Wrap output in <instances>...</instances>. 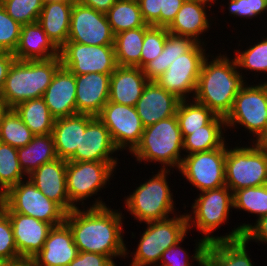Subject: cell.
Returning <instances> with one entry per match:
<instances>
[{
    "instance_id": "3",
    "label": "cell",
    "mask_w": 267,
    "mask_h": 266,
    "mask_svg": "<svg viewBox=\"0 0 267 266\" xmlns=\"http://www.w3.org/2000/svg\"><path fill=\"white\" fill-rule=\"evenodd\" d=\"M61 66L60 57L49 60H15L0 92L7 106L14 108L21 102L43 97Z\"/></svg>"
},
{
    "instance_id": "54",
    "label": "cell",
    "mask_w": 267,
    "mask_h": 266,
    "mask_svg": "<svg viewBox=\"0 0 267 266\" xmlns=\"http://www.w3.org/2000/svg\"><path fill=\"white\" fill-rule=\"evenodd\" d=\"M254 142V144L258 148L267 151V125L260 136Z\"/></svg>"
},
{
    "instance_id": "48",
    "label": "cell",
    "mask_w": 267,
    "mask_h": 266,
    "mask_svg": "<svg viewBox=\"0 0 267 266\" xmlns=\"http://www.w3.org/2000/svg\"><path fill=\"white\" fill-rule=\"evenodd\" d=\"M68 266H117V264L109 256L93 253L78 252Z\"/></svg>"
},
{
    "instance_id": "41",
    "label": "cell",
    "mask_w": 267,
    "mask_h": 266,
    "mask_svg": "<svg viewBox=\"0 0 267 266\" xmlns=\"http://www.w3.org/2000/svg\"><path fill=\"white\" fill-rule=\"evenodd\" d=\"M238 51V52H237ZM240 52V53H239ZM234 57L238 69L267 73V37L244 51L236 50Z\"/></svg>"
},
{
    "instance_id": "45",
    "label": "cell",
    "mask_w": 267,
    "mask_h": 266,
    "mask_svg": "<svg viewBox=\"0 0 267 266\" xmlns=\"http://www.w3.org/2000/svg\"><path fill=\"white\" fill-rule=\"evenodd\" d=\"M244 237L248 242H262L267 244V215L260 217L254 225L245 224L238 226L225 236H220V240H236Z\"/></svg>"
},
{
    "instance_id": "49",
    "label": "cell",
    "mask_w": 267,
    "mask_h": 266,
    "mask_svg": "<svg viewBox=\"0 0 267 266\" xmlns=\"http://www.w3.org/2000/svg\"><path fill=\"white\" fill-rule=\"evenodd\" d=\"M142 18L147 25L160 27L162 0H137Z\"/></svg>"
},
{
    "instance_id": "55",
    "label": "cell",
    "mask_w": 267,
    "mask_h": 266,
    "mask_svg": "<svg viewBox=\"0 0 267 266\" xmlns=\"http://www.w3.org/2000/svg\"><path fill=\"white\" fill-rule=\"evenodd\" d=\"M10 108L7 106L4 98L1 96L0 93V120L2 119L3 115L9 110Z\"/></svg>"
},
{
    "instance_id": "28",
    "label": "cell",
    "mask_w": 267,
    "mask_h": 266,
    "mask_svg": "<svg viewBox=\"0 0 267 266\" xmlns=\"http://www.w3.org/2000/svg\"><path fill=\"white\" fill-rule=\"evenodd\" d=\"M73 5L64 2H44L37 22L60 49L67 41Z\"/></svg>"
},
{
    "instance_id": "25",
    "label": "cell",
    "mask_w": 267,
    "mask_h": 266,
    "mask_svg": "<svg viewBox=\"0 0 267 266\" xmlns=\"http://www.w3.org/2000/svg\"><path fill=\"white\" fill-rule=\"evenodd\" d=\"M16 60H49L60 57V49L43 31L38 22L22 25L15 51Z\"/></svg>"
},
{
    "instance_id": "36",
    "label": "cell",
    "mask_w": 267,
    "mask_h": 266,
    "mask_svg": "<svg viewBox=\"0 0 267 266\" xmlns=\"http://www.w3.org/2000/svg\"><path fill=\"white\" fill-rule=\"evenodd\" d=\"M189 100L192 101L180 100L176 110L182 138L189 135V131L200 130L201 127L209 124L217 116L205 105L196 102L194 99Z\"/></svg>"
},
{
    "instance_id": "42",
    "label": "cell",
    "mask_w": 267,
    "mask_h": 266,
    "mask_svg": "<svg viewBox=\"0 0 267 266\" xmlns=\"http://www.w3.org/2000/svg\"><path fill=\"white\" fill-rule=\"evenodd\" d=\"M166 27L151 26L144 35L142 52L140 56V68L142 69L147 63L158 57L165 46L167 38Z\"/></svg>"
},
{
    "instance_id": "52",
    "label": "cell",
    "mask_w": 267,
    "mask_h": 266,
    "mask_svg": "<svg viewBox=\"0 0 267 266\" xmlns=\"http://www.w3.org/2000/svg\"><path fill=\"white\" fill-rule=\"evenodd\" d=\"M115 2L116 0H78V3L91 7L102 13H106Z\"/></svg>"
},
{
    "instance_id": "35",
    "label": "cell",
    "mask_w": 267,
    "mask_h": 266,
    "mask_svg": "<svg viewBox=\"0 0 267 266\" xmlns=\"http://www.w3.org/2000/svg\"><path fill=\"white\" fill-rule=\"evenodd\" d=\"M105 14L115 35L130 29L151 27L143 20L137 0H116Z\"/></svg>"
},
{
    "instance_id": "51",
    "label": "cell",
    "mask_w": 267,
    "mask_h": 266,
    "mask_svg": "<svg viewBox=\"0 0 267 266\" xmlns=\"http://www.w3.org/2000/svg\"><path fill=\"white\" fill-rule=\"evenodd\" d=\"M16 60L11 52L0 53V92L3 89L6 77L13 62Z\"/></svg>"
},
{
    "instance_id": "6",
    "label": "cell",
    "mask_w": 267,
    "mask_h": 266,
    "mask_svg": "<svg viewBox=\"0 0 267 266\" xmlns=\"http://www.w3.org/2000/svg\"><path fill=\"white\" fill-rule=\"evenodd\" d=\"M130 266L158 265L162 253L186 237L188 229L187 215H175L160 221L146 223ZM157 262V263H156Z\"/></svg>"
},
{
    "instance_id": "44",
    "label": "cell",
    "mask_w": 267,
    "mask_h": 266,
    "mask_svg": "<svg viewBox=\"0 0 267 266\" xmlns=\"http://www.w3.org/2000/svg\"><path fill=\"white\" fill-rule=\"evenodd\" d=\"M0 260L10 262L22 260L16 248L11 221L3 210L0 211Z\"/></svg>"
},
{
    "instance_id": "50",
    "label": "cell",
    "mask_w": 267,
    "mask_h": 266,
    "mask_svg": "<svg viewBox=\"0 0 267 266\" xmlns=\"http://www.w3.org/2000/svg\"><path fill=\"white\" fill-rule=\"evenodd\" d=\"M184 2L185 0H162L160 27L167 28L172 23Z\"/></svg>"
},
{
    "instance_id": "9",
    "label": "cell",
    "mask_w": 267,
    "mask_h": 266,
    "mask_svg": "<svg viewBox=\"0 0 267 266\" xmlns=\"http://www.w3.org/2000/svg\"><path fill=\"white\" fill-rule=\"evenodd\" d=\"M230 208H233V192L226 185L203 191L192 204L194 215L186 214L188 229H192L195 225L198 231L204 234L203 239L206 243L220 241L219 236H210V234L229 220L227 218Z\"/></svg>"
},
{
    "instance_id": "7",
    "label": "cell",
    "mask_w": 267,
    "mask_h": 266,
    "mask_svg": "<svg viewBox=\"0 0 267 266\" xmlns=\"http://www.w3.org/2000/svg\"><path fill=\"white\" fill-rule=\"evenodd\" d=\"M225 183L234 193L243 188L267 184V151L254 142L250 147L227 146L225 159Z\"/></svg>"
},
{
    "instance_id": "37",
    "label": "cell",
    "mask_w": 267,
    "mask_h": 266,
    "mask_svg": "<svg viewBox=\"0 0 267 266\" xmlns=\"http://www.w3.org/2000/svg\"><path fill=\"white\" fill-rule=\"evenodd\" d=\"M34 137L32 131L21 120L13 108H10L0 120V142L20 148L29 144Z\"/></svg>"
},
{
    "instance_id": "38",
    "label": "cell",
    "mask_w": 267,
    "mask_h": 266,
    "mask_svg": "<svg viewBox=\"0 0 267 266\" xmlns=\"http://www.w3.org/2000/svg\"><path fill=\"white\" fill-rule=\"evenodd\" d=\"M25 175L18 160L17 148L0 142V187L6 192L25 180Z\"/></svg>"
},
{
    "instance_id": "18",
    "label": "cell",
    "mask_w": 267,
    "mask_h": 266,
    "mask_svg": "<svg viewBox=\"0 0 267 266\" xmlns=\"http://www.w3.org/2000/svg\"><path fill=\"white\" fill-rule=\"evenodd\" d=\"M115 151L119 150L113 143L109 130L94 116L81 135L80 147H76L68 161L118 162V158L110 156Z\"/></svg>"
},
{
    "instance_id": "21",
    "label": "cell",
    "mask_w": 267,
    "mask_h": 266,
    "mask_svg": "<svg viewBox=\"0 0 267 266\" xmlns=\"http://www.w3.org/2000/svg\"><path fill=\"white\" fill-rule=\"evenodd\" d=\"M77 255L72 232L64 222L50 229L43 248L31 261L34 266H68Z\"/></svg>"
},
{
    "instance_id": "2",
    "label": "cell",
    "mask_w": 267,
    "mask_h": 266,
    "mask_svg": "<svg viewBox=\"0 0 267 266\" xmlns=\"http://www.w3.org/2000/svg\"><path fill=\"white\" fill-rule=\"evenodd\" d=\"M205 58L198 78L194 100L224 118L231 112L236 95L246 84L235 59L219 55Z\"/></svg>"
},
{
    "instance_id": "47",
    "label": "cell",
    "mask_w": 267,
    "mask_h": 266,
    "mask_svg": "<svg viewBox=\"0 0 267 266\" xmlns=\"http://www.w3.org/2000/svg\"><path fill=\"white\" fill-rule=\"evenodd\" d=\"M183 240L184 238L174 246H170L168 249H166L162 253L159 265L156 266H191L189 260H187L189 259L187 251L179 246Z\"/></svg>"
},
{
    "instance_id": "17",
    "label": "cell",
    "mask_w": 267,
    "mask_h": 266,
    "mask_svg": "<svg viewBox=\"0 0 267 266\" xmlns=\"http://www.w3.org/2000/svg\"><path fill=\"white\" fill-rule=\"evenodd\" d=\"M9 217L18 254L22 260H31L44 246L52 228L49 223L12 210H3Z\"/></svg>"
},
{
    "instance_id": "39",
    "label": "cell",
    "mask_w": 267,
    "mask_h": 266,
    "mask_svg": "<svg viewBox=\"0 0 267 266\" xmlns=\"http://www.w3.org/2000/svg\"><path fill=\"white\" fill-rule=\"evenodd\" d=\"M233 208L257 214L258 219L267 215V184L235 191Z\"/></svg>"
},
{
    "instance_id": "11",
    "label": "cell",
    "mask_w": 267,
    "mask_h": 266,
    "mask_svg": "<svg viewBox=\"0 0 267 266\" xmlns=\"http://www.w3.org/2000/svg\"><path fill=\"white\" fill-rule=\"evenodd\" d=\"M225 123L226 127L231 128L238 123L250 134H255L257 139L267 125V83L251 86L245 84L236 95Z\"/></svg>"
},
{
    "instance_id": "30",
    "label": "cell",
    "mask_w": 267,
    "mask_h": 266,
    "mask_svg": "<svg viewBox=\"0 0 267 266\" xmlns=\"http://www.w3.org/2000/svg\"><path fill=\"white\" fill-rule=\"evenodd\" d=\"M17 155L20 166L27 176L44 163L55 160L58 157L52 133L34 135L29 144L17 148Z\"/></svg>"
},
{
    "instance_id": "26",
    "label": "cell",
    "mask_w": 267,
    "mask_h": 266,
    "mask_svg": "<svg viewBox=\"0 0 267 266\" xmlns=\"http://www.w3.org/2000/svg\"><path fill=\"white\" fill-rule=\"evenodd\" d=\"M93 117V115L77 113L55 120L52 135L58 158L68 160L75 153L76 147H80L81 135Z\"/></svg>"
},
{
    "instance_id": "46",
    "label": "cell",
    "mask_w": 267,
    "mask_h": 266,
    "mask_svg": "<svg viewBox=\"0 0 267 266\" xmlns=\"http://www.w3.org/2000/svg\"><path fill=\"white\" fill-rule=\"evenodd\" d=\"M229 13L240 18L252 19L267 11V0H229ZM262 12V13H261Z\"/></svg>"
},
{
    "instance_id": "23",
    "label": "cell",
    "mask_w": 267,
    "mask_h": 266,
    "mask_svg": "<svg viewBox=\"0 0 267 266\" xmlns=\"http://www.w3.org/2000/svg\"><path fill=\"white\" fill-rule=\"evenodd\" d=\"M43 99L55 119L77 114L75 75L61 66L43 94Z\"/></svg>"
},
{
    "instance_id": "27",
    "label": "cell",
    "mask_w": 267,
    "mask_h": 266,
    "mask_svg": "<svg viewBox=\"0 0 267 266\" xmlns=\"http://www.w3.org/2000/svg\"><path fill=\"white\" fill-rule=\"evenodd\" d=\"M205 5L185 0L172 23L167 27L169 33L192 38L196 43H204L199 35L209 29Z\"/></svg>"
},
{
    "instance_id": "29",
    "label": "cell",
    "mask_w": 267,
    "mask_h": 266,
    "mask_svg": "<svg viewBox=\"0 0 267 266\" xmlns=\"http://www.w3.org/2000/svg\"><path fill=\"white\" fill-rule=\"evenodd\" d=\"M248 241L220 240L207 243L205 258L209 266H253L246 249Z\"/></svg>"
},
{
    "instance_id": "58",
    "label": "cell",
    "mask_w": 267,
    "mask_h": 266,
    "mask_svg": "<svg viewBox=\"0 0 267 266\" xmlns=\"http://www.w3.org/2000/svg\"><path fill=\"white\" fill-rule=\"evenodd\" d=\"M4 205H5V192L0 187V211L3 209Z\"/></svg>"
},
{
    "instance_id": "1",
    "label": "cell",
    "mask_w": 267,
    "mask_h": 266,
    "mask_svg": "<svg viewBox=\"0 0 267 266\" xmlns=\"http://www.w3.org/2000/svg\"><path fill=\"white\" fill-rule=\"evenodd\" d=\"M122 213L106 206L102 199L87 210L75 208L68 212L65 223L69 226L78 252H93L115 257L128 255L123 241Z\"/></svg>"
},
{
    "instance_id": "40",
    "label": "cell",
    "mask_w": 267,
    "mask_h": 266,
    "mask_svg": "<svg viewBox=\"0 0 267 266\" xmlns=\"http://www.w3.org/2000/svg\"><path fill=\"white\" fill-rule=\"evenodd\" d=\"M0 4L5 8L16 22L21 25L37 22L43 8V0H1Z\"/></svg>"
},
{
    "instance_id": "13",
    "label": "cell",
    "mask_w": 267,
    "mask_h": 266,
    "mask_svg": "<svg viewBox=\"0 0 267 266\" xmlns=\"http://www.w3.org/2000/svg\"><path fill=\"white\" fill-rule=\"evenodd\" d=\"M62 66L74 75L112 74L116 69L114 45H86L66 42L60 48Z\"/></svg>"
},
{
    "instance_id": "59",
    "label": "cell",
    "mask_w": 267,
    "mask_h": 266,
    "mask_svg": "<svg viewBox=\"0 0 267 266\" xmlns=\"http://www.w3.org/2000/svg\"><path fill=\"white\" fill-rule=\"evenodd\" d=\"M44 2H55V1H58V2H64V3H67V4H71V5H74L78 2V0H43Z\"/></svg>"
},
{
    "instance_id": "57",
    "label": "cell",
    "mask_w": 267,
    "mask_h": 266,
    "mask_svg": "<svg viewBox=\"0 0 267 266\" xmlns=\"http://www.w3.org/2000/svg\"><path fill=\"white\" fill-rule=\"evenodd\" d=\"M187 1L199 3V4H202L205 6H209V8H211L212 7L211 5L216 2V0H187ZM209 2L212 4H209ZM206 4H209V5H206Z\"/></svg>"
},
{
    "instance_id": "19",
    "label": "cell",
    "mask_w": 267,
    "mask_h": 266,
    "mask_svg": "<svg viewBox=\"0 0 267 266\" xmlns=\"http://www.w3.org/2000/svg\"><path fill=\"white\" fill-rule=\"evenodd\" d=\"M67 160L56 158L34 170L28 178L50 200L56 202L66 213L75 209L66 188Z\"/></svg>"
},
{
    "instance_id": "31",
    "label": "cell",
    "mask_w": 267,
    "mask_h": 266,
    "mask_svg": "<svg viewBox=\"0 0 267 266\" xmlns=\"http://www.w3.org/2000/svg\"><path fill=\"white\" fill-rule=\"evenodd\" d=\"M225 118L216 116L209 124L197 131H189V135L183 138V151L187 155L211 151L226 144L223 129L225 130ZM223 136V137H222Z\"/></svg>"
},
{
    "instance_id": "16",
    "label": "cell",
    "mask_w": 267,
    "mask_h": 266,
    "mask_svg": "<svg viewBox=\"0 0 267 266\" xmlns=\"http://www.w3.org/2000/svg\"><path fill=\"white\" fill-rule=\"evenodd\" d=\"M115 34L105 13L76 3L71 11L67 42L86 45H114Z\"/></svg>"
},
{
    "instance_id": "60",
    "label": "cell",
    "mask_w": 267,
    "mask_h": 266,
    "mask_svg": "<svg viewBox=\"0 0 267 266\" xmlns=\"http://www.w3.org/2000/svg\"><path fill=\"white\" fill-rule=\"evenodd\" d=\"M14 262L0 260V266H11Z\"/></svg>"
},
{
    "instance_id": "53",
    "label": "cell",
    "mask_w": 267,
    "mask_h": 266,
    "mask_svg": "<svg viewBox=\"0 0 267 266\" xmlns=\"http://www.w3.org/2000/svg\"><path fill=\"white\" fill-rule=\"evenodd\" d=\"M206 246L207 243L204 241L203 237L202 239L200 238L195 247V254H193L194 256H191L192 260L194 259L195 261H197L200 266H209L205 258Z\"/></svg>"
},
{
    "instance_id": "5",
    "label": "cell",
    "mask_w": 267,
    "mask_h": 266,
    "mask_svg": "<svg viewBox=\"0 0 267 266\" xmlns=\"http://www.w3.org/2000/svg\"><path fill=\"white\" fill-rule=\"evenodd\" d=\"M168 172L169 169H160L126 198L124 203L127 211L140 223L164 220L174 214V199L167 182Z\"/></svg>"
},
{
    "instance_id": "43",
    "label": "cell",
    "mask_w": 267,
    "mask_h": 266,
    "mask_svg": "<svg viewBox=\"0 0 267 266\" xmlns=\"http://www.w3.org/2000/svg\"><path fill=\"white\" fill-rule=\"evenodd\" d=\"M22 25L7 14L0 4V48L13 53L17 47Z\"/></svg>"
},
{
    "instance_id": "33",
    "label": "cell",
    "mask_w": 267,
    "mask_h": 266,
    "mask_svg": "<svg viewBox=\"0 0 267 266\" xmlns=\"http://www.w3.org/2000/svg\"><path fill=\"white\" fill-rule=\"evenodd\" d=\"M13 109L34 135L52 133L56 119L50 113L43 97L21 102Z\"/></svg>"
},
{
    "instance_id": "24",
    "label": "cell",
    "mask_w": 267,
    "mask_h": 266,
    "mask_svg": "<svg viewBox=\"0 0 267 266\" xmlns=\"http://www.w3.org/2000/svg\"><path fill=\"white\" fill-rule=\"evenodd\" d=\"M148 81L139 67L117 66L110 76L108 101L135 107Z\"/></svg>"
},
{
    "instance_id": "32",
    "label": "cell",
    "mask_w": 267,
    "mask_h": 266,
    "mask_svg": "<svg viewBox=\"0 0 267 266\" xmlns=\"http://www.w3.org/2000/svg\"><path fill=\"white\" fill-rule=\"evenodd\" d=\"M195 44L192 38L168 33L162 53L142 68L146 78L155 81L176 58L188 52Z\"/></svg>"
},
{
    "instance_id": "20",
    "label": "cell",
    "mask_w": 267,
    "mask_h": 266,
    "mask_svg": "<svg viewBox=\"0 0 267 266\" xmlns=\"http://www.w3.org/2000/svg\"><path fill=\"white\" fill-rule=\"evenodd\" d=\"M180 99L156 81H148L135 108L144 127L176 115Z\"/></svg>"
},
{
    "instance_id": "34",
    "label": "cell",
    "mask_w": 267,
    "mask_h": 266,
    "mask_svg": "<svg viewBox=\"0 0 267 266\" xmlns=\"http://www.w3.org/2000/svg\"><path fill=\"white\" fill-rule=\"evenodd\" d=\"M150 27H139L120 32L114 38L118 66L139 67L145 32Z\"/></svg>"
},
{
    "instance_id": "56",
    "label": "cell",
    "mask_w": 267,
    "mask_h": 266,
    "mask_svg": "<svg viewBox=\"0 0 267 266\" xmlns=\"http://www.w3.org/2000/svg\"><path fill=\"white\" fill-rule=\"evenodd\" d=\"M11 266H34V263L31 260H21L14 262Z\"/></svg>"
},
{
    "instance_id": "8",
    "label": "cell",
    "mask_w": 267,
    "mask_h": 266,
    "mask_svg": "<svg viewBox=\"0 0 267 266\" xmlns=\"http://www.w3.org/2000/svg\"><path fill=\"white\" fill-rule=\"evenodd\" d=\"M5 192V205L2 210H12L37 220L49 223L52 227L65 222L66 212L46 197L27 178Z\"/></svg>"
},
{
    "instance_id": "12",
    "label": "cell",
    "mask_w": 267,
    "mask_h": 266,
    "mask_svg": "<svg viewBox=\"0 0 267 266\" xmlns=\"http://www.w3.org/2000/svg\"><path fill=\"white\" fill-rule=\"evenodd\" d=\"M203 44L196 43L188 52L176 58L155 81L180 100H187L190 93L194 98L202 64L207 56Z\"/></svg>"
},
{
    "instance_id": "4",
    "label": "cell",
    "mask_w": 267,
    "mask_h": 266,
    "mask_svg": "<svg viewBox=\"0 0 267 266\" xmlns=\"http://www.w3.org/2000/svg\"><path fill=\"white\" fill-rule=\"evenodd\" d=\"M181 151L183 138L175 115L145 127L139 144L131 153L138 162H159L161 169L176 167L179 170L183 161Z\"/></svg>"
},
{
    "instance_id": "14",
    "label": "cell",
    "mask_w": 267,
    "mask_h": 266,
    "mask_svg": "<svg viewBox=\"0 0 267 266\" xmlns=\"http://www.w3.org/2000/svg\"><path fill=\"white\" fill-rule=\"evenodd\" d=\"M227 146L184 155L179 171L199 192L217 189L225 183Z\"/></svg>"
},
{
    "instance_id": "10",
    "label": "cell",
    "mask_w": 267,
    "mask_h": 266,
    "mask_svg": "<svg viewBox=\"0 0 267 266\" xmlns=\"http://www.w3.org/2000/svg\"><path fill=\"white\" fill-rule=\"evenodd\" d=\"M116 166L117 162L67 160L66 188L71 204L79 208L77 202L87 200L105 188Z\"/></svg>"
},
{
    "instance_id": "22",
    "label": "cell",
    "mask_w": 267,
    "mask_h": 266,
    "mask_svg": "<svg viewBox=\"0 0 267 266\" xmlns=\"http://www.w3.org/2000/svg\"><path fill=\"white\" fill-rule=\"evenodd\" d=\"M111 74L87 73L75 75L76 111L97 116L109 100Z\"/></svg>"
},
{
    "instance_id": "15",
    "label": "cell",
    "mask_w": 267,
    "mask_h": 266,
    "mask_svg": "<svg viewBox=\"0 0 267 266\" xmlns=\"http://www.w3.org/2000/svg\"><path fill=\"white\" fill-rule=\"evenodd\" d=\"M98 119L106 126L118 150L129 149L131 153L139 144L144 126L134 106L108 101Z\"/></svg>"
}]
</instances>
